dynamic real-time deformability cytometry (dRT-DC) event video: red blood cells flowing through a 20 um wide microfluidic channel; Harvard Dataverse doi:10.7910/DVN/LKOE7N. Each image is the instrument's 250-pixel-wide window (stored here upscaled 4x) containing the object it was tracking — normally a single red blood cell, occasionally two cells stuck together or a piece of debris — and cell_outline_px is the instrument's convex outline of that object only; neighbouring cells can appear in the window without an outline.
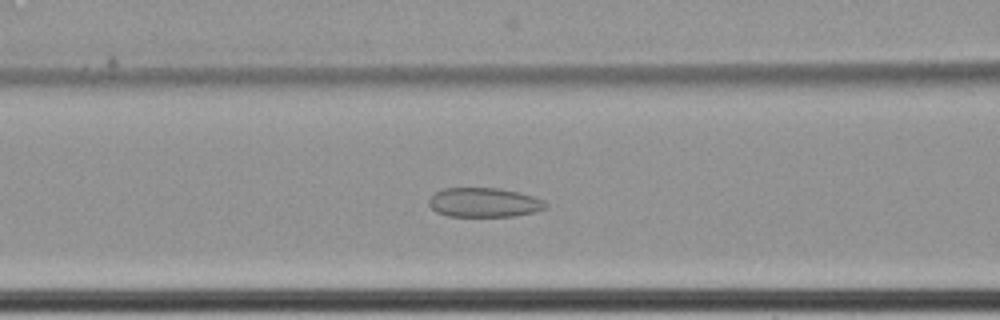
{"species": "common noctule bat (a hibernating species)", "species_latin": "Nyctalus noctula", "temperature_condition": "cold", "stored_images_in_passage": 55, "camera_frame_rate_fps": 3000, "um_per_image_px": 0.085, "animal": {"sex": "female", "body_mass_g": 22.7, "forearm_length_mm": 54.2}, "frame": {"image": 1, "passage_image": 21, "time_ms": 6.667, "image_size_px": [1000, 320], "cell_outline_px": [[548, 204], [544, 208], [536, 212], [516, 216], [448, 216], [436, 212], [428, 204], [428, 200], [436, 192], [444, 188], [496, 188], [516, 192], [532, 196], [544, 200]], "centroid_in_image_um": [41.14, 17.22], "position_along_channel_um": 125.5, "area_um2": 19.88}}
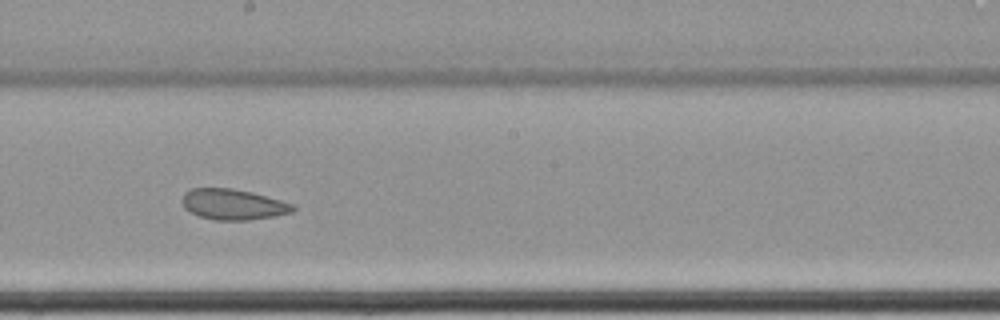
{"frame": {"image": 2, "passage_image": 30, "time_ms": 9.667, "image_size_px": [1000, 320], "cell_outline_px": [[296, 208], [292, 212], [276, 216], [248, 220], [212, 220], [188, 212], [184, 208], [184, 192], [192, 188], [232, 188], [252, 192], [280, 200], [292, 204]], "centroid_in_image_um": [19.81, 17.38], "position_along_channel_um": 228.4, "area_um2": 19.77}}
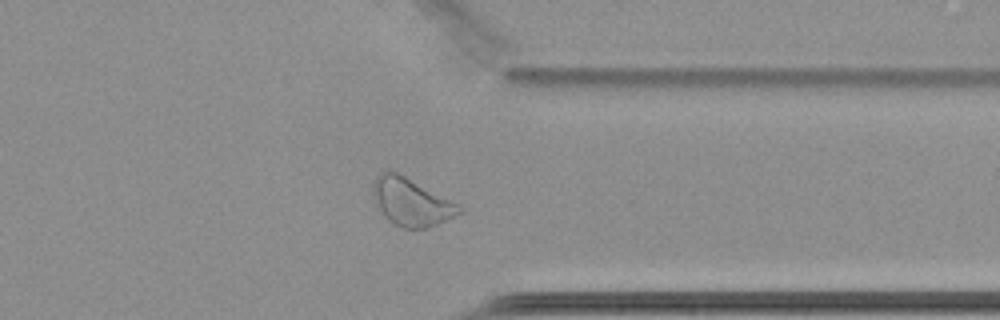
{"frame": {"image": 3, "passage_image": 43, "time_ms": 14.0, "image_size_px": [1000, 320], "cell_outline_px": [[464, 212], [428, 228], [400, 228], [392, 224], [388, 220], [380, 208], [372, 192], [372, 184], [376, 176], [380, 172], [396, 172], [460, 204], [464, 208]], "centroid_in_image_um": [34.99, 17.19], "position_along_channel_um": 376.4, "area_um2": 23.76}, "authors_computed_cell_mechanics": {"area_um2": 23.4668, "velocity_mm_per_s": 3.4347, "shape_relaxation_time_tau1_ms": null, "shape_relaxation_time_tau2_ms": 8.045, "deformation_change_tau1": null, "deformation_change_tau2": 0.1221}}